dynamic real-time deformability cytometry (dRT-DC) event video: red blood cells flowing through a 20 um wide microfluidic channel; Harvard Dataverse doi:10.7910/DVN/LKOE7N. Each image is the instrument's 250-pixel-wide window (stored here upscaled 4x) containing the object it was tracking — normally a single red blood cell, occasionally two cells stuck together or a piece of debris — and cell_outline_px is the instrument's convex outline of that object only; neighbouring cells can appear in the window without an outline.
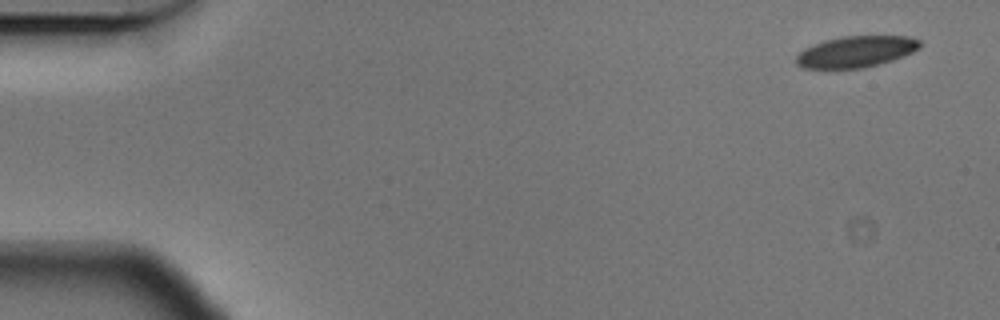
{"species": "Egyptian fruit bat (a non-hibernating species)", "species_latin": "Rousettus aegyptiacus", "temperature_condition": "cold", "stored_images_in_passage": 9, "camera_frame_rate_fps": 3000, "um_per_image_px": 0.085, "animal": {"sex": "male"}, "frame": {"image": 1, "passage_image": 1, "time_ms": 0.0, "image_size_px": [1000, 320], "cell_outline_px": [[924, 44], [920, 48], [904, 56], [880, 64], [864, 68], [804, 68], [796, 64], [796, 56], [804, 48], [812, 44], [824, 40], [840, 36], [908, 36], [920, 40]], "centroid_in_image_um": [72.78, 4.38], "position_along_channel_um": 12.2, "area_um2": 22.77}}